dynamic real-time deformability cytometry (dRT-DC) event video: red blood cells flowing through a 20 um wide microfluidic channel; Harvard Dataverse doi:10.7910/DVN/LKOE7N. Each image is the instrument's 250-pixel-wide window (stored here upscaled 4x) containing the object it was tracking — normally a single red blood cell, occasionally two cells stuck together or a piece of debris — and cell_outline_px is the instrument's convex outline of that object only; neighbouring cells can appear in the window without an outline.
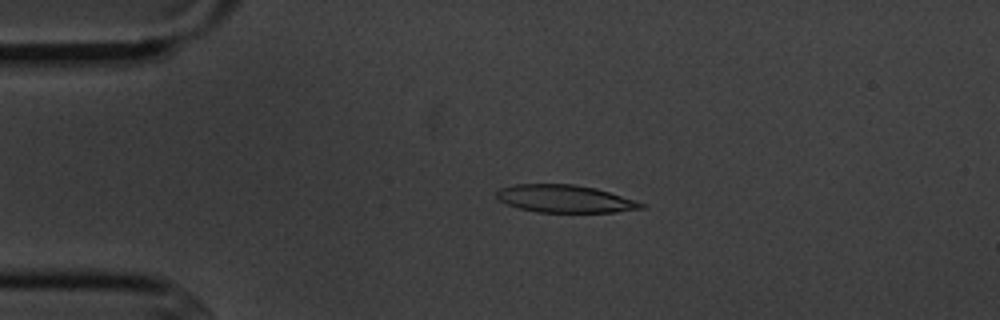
{"species": "common noctule bat (a hibernating species)", "species_latin": "Nyctalus noctula", "temperature_condition": "cold", "stored_images_in_passage": 4, "camera_frame_rate_fps": 3000, "um_per_image_px": 0.085, "animal": {"sex": "male", "body_mass_g": 20.1, "forearm_length_mm": 53.5}, "frame": {"image": 1, "passage_image": 3, "time_ms": 3.0, "image_size_px": [1000, 320], "cell_outline_px": [[644, 208], [616, 212], [536, 212], [520, 208], [508, 204], [500, 200], [496, 196], [496, 192], [500, 188], [516, 184], [572, 184], [596, 188], [636, 200], [644, 204]], "centroid_in_image_um": [48.03, 16.89], "position_along_channel_um": 37.0, "area_um2": 23.12}}